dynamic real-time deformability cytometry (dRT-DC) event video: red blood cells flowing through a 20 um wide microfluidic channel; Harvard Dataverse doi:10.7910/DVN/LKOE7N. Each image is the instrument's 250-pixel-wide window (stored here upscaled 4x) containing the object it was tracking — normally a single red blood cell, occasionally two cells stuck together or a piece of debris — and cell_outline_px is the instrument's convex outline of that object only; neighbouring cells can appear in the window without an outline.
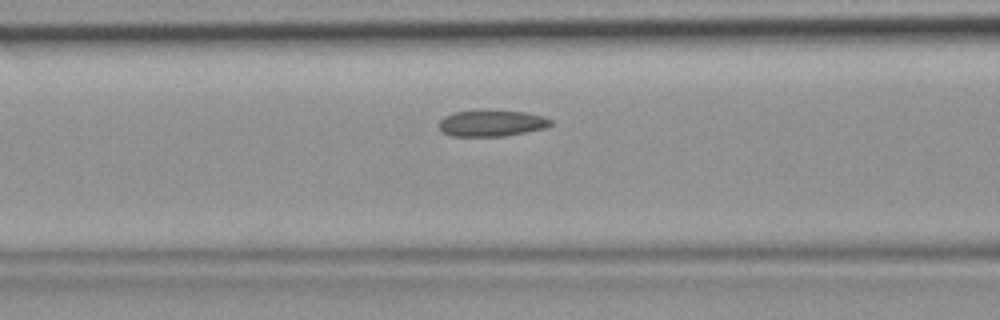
{"species": "common noctule bat (a hibernating species)", "species_latin": "Nyctalus noctula", "temperature_condition": "room temperature", "stored_images_in_passage": 41, "camera_frame_rate_fps": 3000, "um_per_image_px": 0.085, "animal": {"sex": "female", "body_mass_g": 19.9}, "frame": {"image": 1, "passage_image": 14, "time_ms": 4.333, "image_size_px": [1000, 320], "cell_outline_px": [[552, 124], [544, 128], [504, 136], [452, 136], [444, 132], [440, 128], [440, 120], [444, 116], [452, 112], [524, 112], [544, 116], [552, 120]], "centroid_in_image_um": [41.8, 10.5], "position_along_channel_um": 124.8, "area_um2": 16.47}}
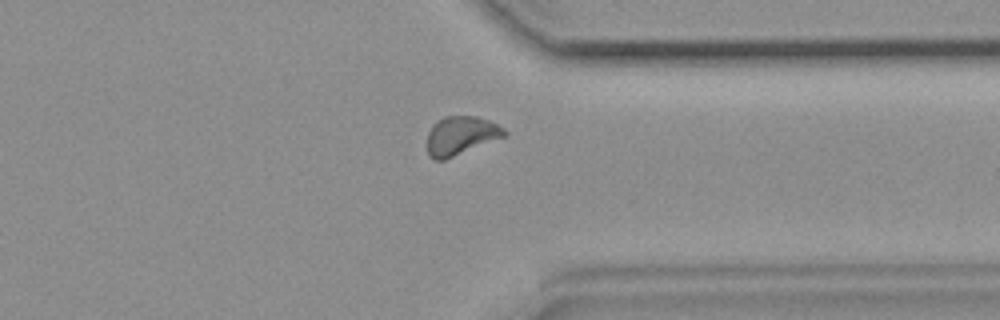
{"frame": {"image": 2, "passage_image": 31, "time_ms": 10.0, "image_size_px": [1000, 320], "cell_outline_px": [[508, 136], [444, 160], [432, 160], [428, 156], [428, 132], [432, 124], [436, 120], [444, 116], [476, 116], [488, 120], [504, 128], [508, 132]], "centroid_in_image_um": [39.18, 11.53], "position_along_channel_um": 372.2, "area_um2": 17.69}}
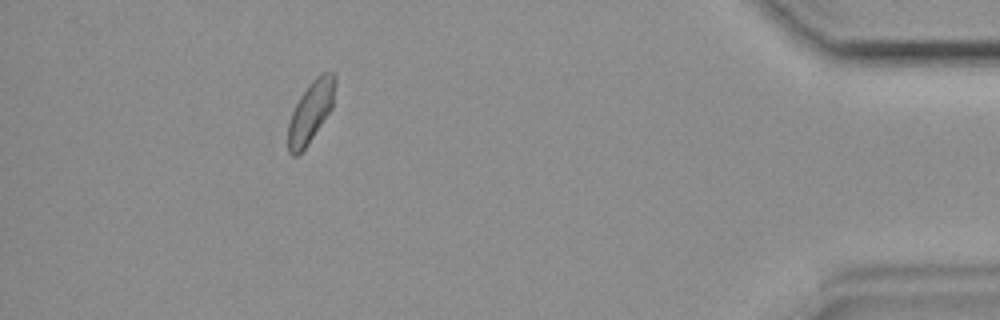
{"frame": {"image": 3, "passage_image": 37, "time_ms": 12.0, "image_size_px": [1000, 320], "cell_outline_px": [[336, 84], [332, 108], [304, 148], [296, 156], [292, 156], [288, 152], [288, 124], [292, 112], [300, 96], [308, 84], [320, 72], [336, 72]], "centroid_in_image_um": [26.42, 9.43], "position_along_channel_um": 408.8, "area_um2": 16.7}}